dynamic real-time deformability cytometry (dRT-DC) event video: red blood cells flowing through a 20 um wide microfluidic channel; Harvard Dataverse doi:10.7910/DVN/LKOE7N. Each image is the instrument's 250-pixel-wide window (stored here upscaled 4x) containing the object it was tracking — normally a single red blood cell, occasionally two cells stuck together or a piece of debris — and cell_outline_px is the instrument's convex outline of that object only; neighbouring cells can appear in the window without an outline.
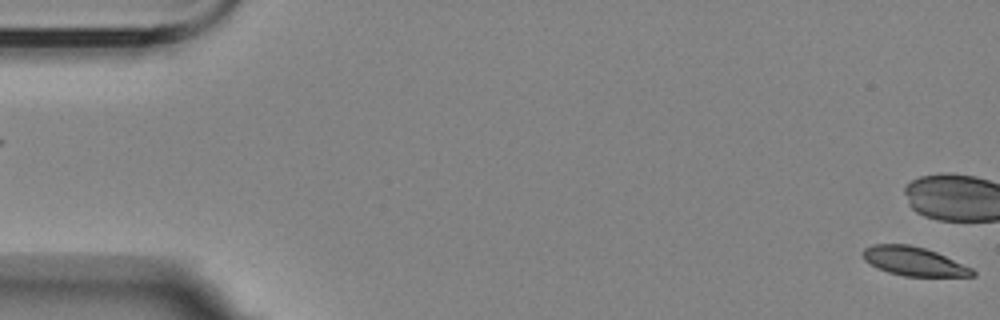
{"species": "Egyptian fruit bat (a non-hibernating species)", "species_latin": "Rousettus aegyptiacus", "temperature_condition": "room temperature", "stored_images_in_passage": 2, "segment_of_instrument_passage": [2, 2], "camera_frame_rate_fps": 3000, "um_per_image_px": 0.085, "animal": {"sex": "female"}, "frame": {"image": 1, "passage_image": 2, "time_ms": 1.333, "image_size_px": [1000, 320], "cell_outline_px": [[976, 276], [904, 276], [888, 272], [864, 260], [860, 252], [864, 248], [872, 244], [908, 244], [924, 248], [936, 252], [972, 268], [976, 272]], "centroid_in_image_um": [77.66, 22.2], "position_along_channel_um": 7.3, "area_um2": 18.32}}